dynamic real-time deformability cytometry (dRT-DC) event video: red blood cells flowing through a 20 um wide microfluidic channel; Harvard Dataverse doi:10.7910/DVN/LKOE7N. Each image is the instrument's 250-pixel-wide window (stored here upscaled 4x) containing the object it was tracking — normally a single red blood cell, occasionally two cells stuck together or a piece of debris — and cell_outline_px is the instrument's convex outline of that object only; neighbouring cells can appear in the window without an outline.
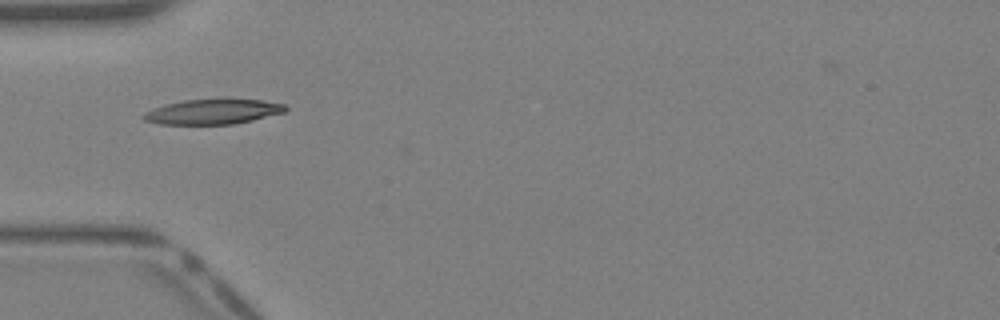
{"species": "Egyptian fruit bat (a non-hibernating species)", "species_latin": "Rousettus aegyptiacus", "temperature_condition": "warm", "stored_images_in_passage": 28, "camera_frame_rate_fps": 3000, "um_per_image_px": 0.085, "animal": {"sex": "female"}, "frame": {"image": 1, "passage_image": 1, "time_ms": 0.0, "image_size_px": [1000, 320], "cell_outline_px": [[288, 108], [284, 112], [252, 120], [232, 124], [160, 124], [144, 120], [140, 116], [144, 112], [164, 104], [184, 100], [264, 100], [288, 104]], "centroid_in_image_um": [18.08, 9.5], "position_along_channel_um": 66.9, "area_um2": 20.52}}
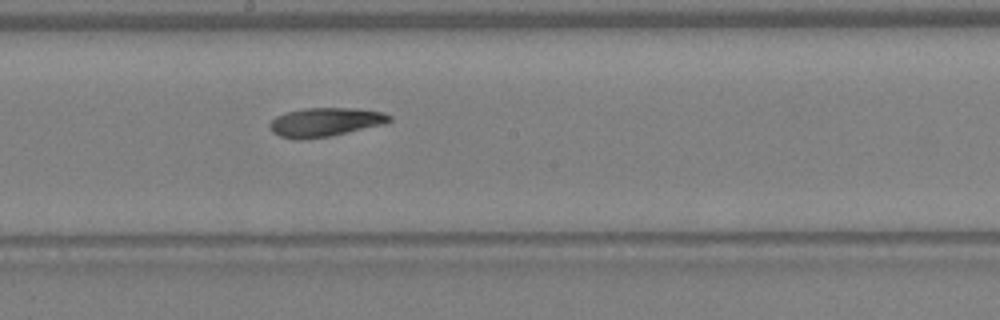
{"frame": {"image": 2, "passage_image": 10, "time_ms": 3.0, "image_size_px": [1000, 320], "cell_outline_px": [[392, 120], [384, 124], [328, 136], [300, 140], [292, 140], [280, 136], [272, 132], [268, 128], [268, 124], [276, 116], [288, 112], [304, 108], [352, 108], [384, 112], [392, 116]], "centroid_in_image_um": [27.6, 10.38], "position_along_channel_um": 220.6, "area_um2": 20.11}}
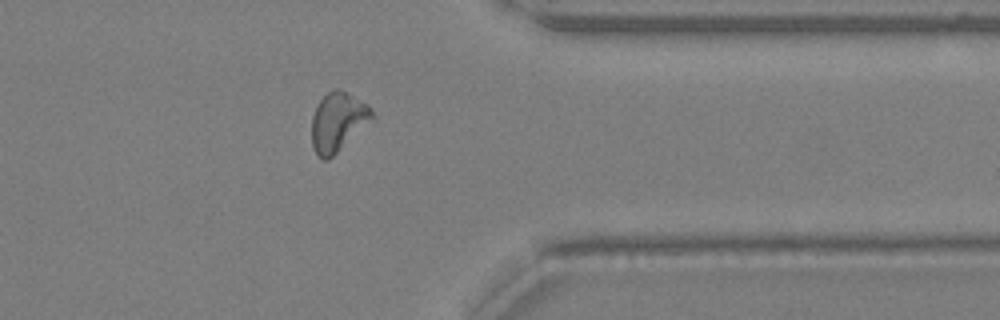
{"frame": {"image": 3, "passage_image": 20, "time_ms": 6.333, "image_size_px": [1000, 320], "cell_outline_px": [[372, 116], [328, 160], [320, 160], [312, 144], [312, 116], [320, 100], [328, 92], [336, 88], [340, 88], [368, 104], [372, 108]], "centroid_in_image_um": [28.66, 10.32], "position_along_channel_um": 382.7, "area_um2": 19.88}}